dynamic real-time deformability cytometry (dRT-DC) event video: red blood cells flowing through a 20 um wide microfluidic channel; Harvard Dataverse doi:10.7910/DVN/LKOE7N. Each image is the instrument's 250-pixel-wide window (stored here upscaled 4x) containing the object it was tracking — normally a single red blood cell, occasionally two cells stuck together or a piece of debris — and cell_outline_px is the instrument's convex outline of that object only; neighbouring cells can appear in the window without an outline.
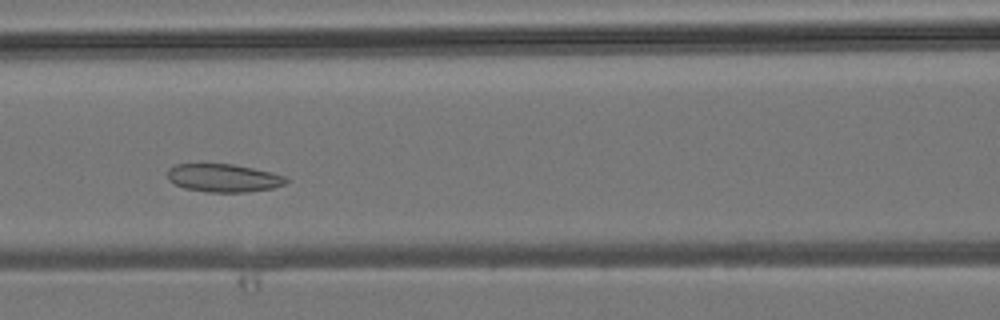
{"species": "common noctule bat (a hibernating species)", "species_latin": "Nyctalus noctula", "temperature_condition": "room temperature", "stored_images_in_passage": 40, "camera_frame_rate_fps": 3000, "um_per_image_px": 0.085, "animal": {"sex": "male", "body_mass_g": 19.2, "forearm_length_mm": 51.8}, "frame": {"image": 1, "passage_image": 14, "time_ms": 4.333, "image_size_px": [1000, 320], "cell_outline_px": [[288, 180], [284, 184], [272, 188], [244, 192], [208, 192], [184, 188], [168, 180], [168, 168], [176, 164], [232, 164], [272, 172], [284, 176]], "centroid_in_image_um": [18.98, 15.12], "position_along_channel_um": 147.6, "area_um2": 19.25}}
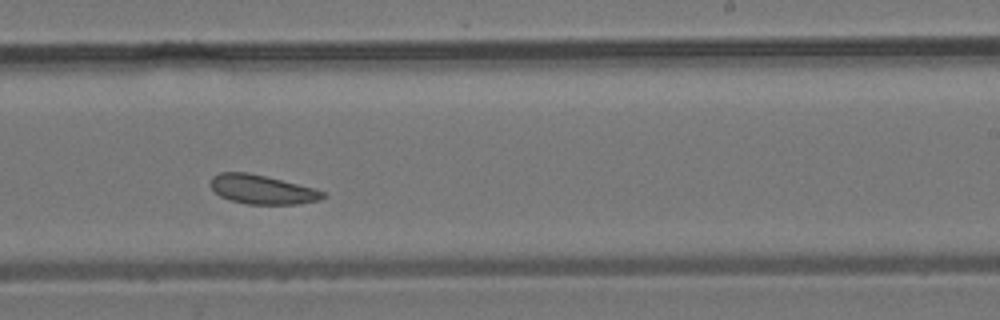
{"frame": {"image": 2, "passage_image": 22, "time_ms": 7.0, "image_size_px": [1000, 320], "cell_outline_px": [[328, 196], [320, 200], [300, 204], [248, 204], [232, 200], [220, 196], [208, 184], [212, 176], [220, 172], [248, 172], [316, 188], [324, 192]], "centroid_in_image_um": [22.3, 16.1], "position_along_channel_um": 266.7, "area_um2": 19.19}}
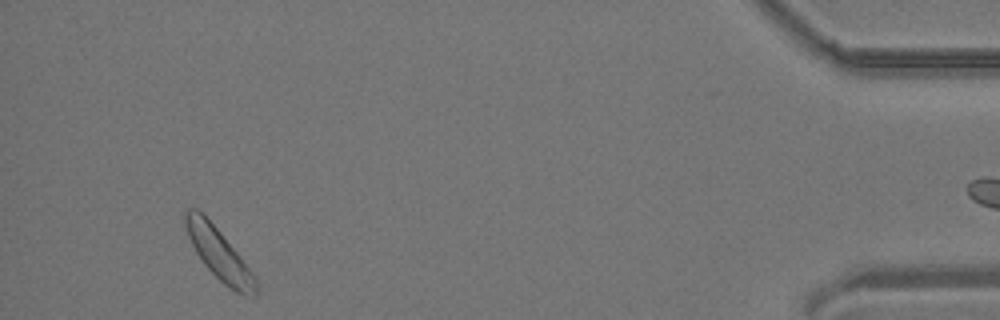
{"frame": {"image": 3, "passage_image": 37, "time_ms": 12.0, "image_size_px": [1000, 320], "cell_outline_px": [[256, 296], [244, 296], [236, 292], [224, 284], [204, 264], [196, 252], [184, 228], [180, 216], [188, 208], [196, 208], [220, 232], [252, 272], [256, 280]], "centroid_in_image_um": [18.55, 21.55], "position_along_channel_um": 416.7, "area_um2": 20.69}}